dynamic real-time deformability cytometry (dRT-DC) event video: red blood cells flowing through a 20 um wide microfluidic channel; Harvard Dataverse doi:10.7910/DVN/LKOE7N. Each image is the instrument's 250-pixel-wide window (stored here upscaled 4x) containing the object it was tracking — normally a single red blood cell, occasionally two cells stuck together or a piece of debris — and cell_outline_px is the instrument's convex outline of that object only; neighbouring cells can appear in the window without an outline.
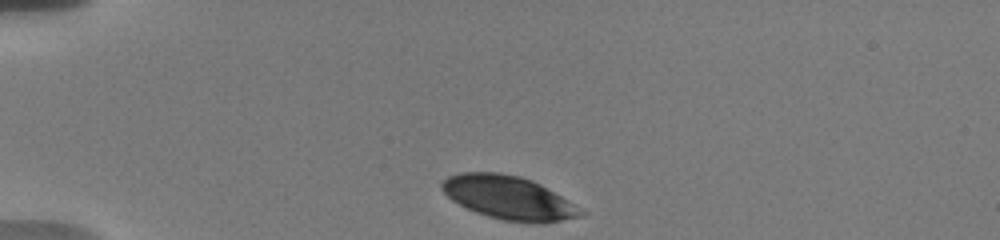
{"species": "human", "species_latin": "Homo sapiens", "temperature_condition": "warm", "stored_images_in_passage": 43, "camera_frame_rate_fps": 3000, "um_per_image_px": 0.085, "donor": {"sex": "male"}, "frame": {"image": 1, "passage_image": 1, "time_ms": 0.0, "image_size_px": [1000, 240], "cell_outline_px": [[588, 212], [584, 216], [544, 224], [532, 224], [504, 220], [488, 216], [476, 212], [452, 200], [440, 188], [440, 184], [448, 176], [460, 172], [496, 172], [520, 176], [532, 180], [540, 184]], "centroid_in_image_um": [43.28, 16.82], "position_along_channel_um": 41.7, "area_um2": 35.37}}
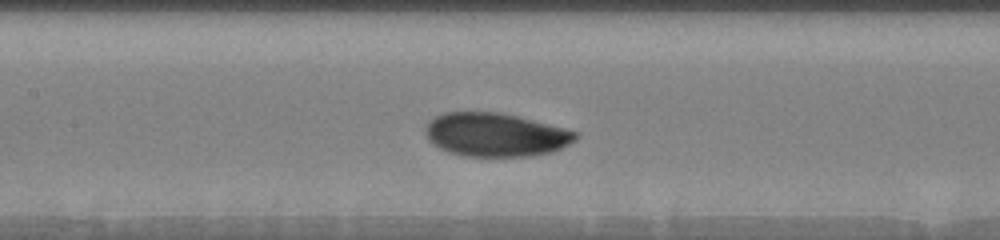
{"frame": {"image": 2, "passage_image": 15, "time_ms": 4.667, "image_size_px": [1000, 240], "cell_outline_px": [[580, 136], [576, 140], [552, 152], [532, 156], [464, 156], [448, 152], [432, 144], [428, 140], [424, 132], [424, 128], [428, 120], [432, 116], [444, 112], [500, 112], [580, 132]], "centroid_in_image_um": [42.08, 11.45], "position_along_channel_um": 165.3, "area_um2": 38.44}}
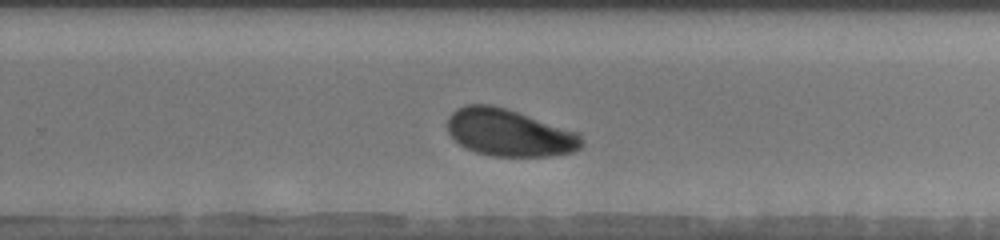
{"frame": {"image": 3, "passage_image": 25, "time_ms": 8.0, "image_size_px": [1000, 240], "cell_outline_px": [[584, 144], [580, 148], [572, 152], [548, 156], [492, 156], [476, 152], [460, 144], [448, 132], [448, 116], [456, 108], [464, 104], [492, 104], [580, 132], [584, 140]], "centroid_in_image_um": [43.31, 11.27], "position_along_channel_um": 286.5, "area_um2": 36.99}, "authors_computed_cell_mechanics": {"area_um2": 37.1076, "velocity_mm_per_s": 3.6532, "shape_relaxation_time_tau1_ms": 2.8238, "shape_relaxation_time_tau2_ms": null, "deformation_change_tau1": 0.1212, "deformation_change_tau2": null}}